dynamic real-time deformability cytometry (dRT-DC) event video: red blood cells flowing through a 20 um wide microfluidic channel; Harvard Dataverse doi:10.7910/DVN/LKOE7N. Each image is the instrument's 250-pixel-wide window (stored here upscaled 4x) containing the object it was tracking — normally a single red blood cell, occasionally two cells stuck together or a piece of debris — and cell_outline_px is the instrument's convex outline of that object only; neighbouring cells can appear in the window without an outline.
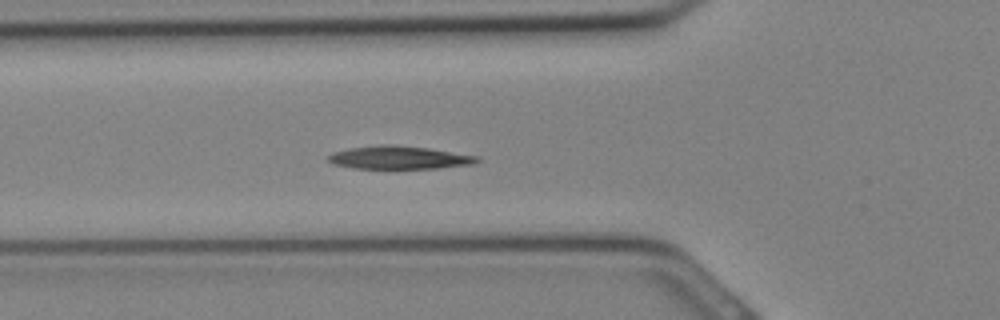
{"species": "Egyptian fruit bat (a non-hibernating species)", "species_latin": "Rousettus aegyptiacus", "temperature_condition": "cold", "stored_images_in_passage": 20, "camera_frame_rate_fps": 3000, "um_per_image_px": 0.085, "animal": {"sex": "female"}, "frame": {"image": 1, "passage_image": 10, "time_ms": 3.0, "image_size_px": [1000, 320], "cell_outline_px": [[480, 160], [472, 164], [436, 168], [352, 168], [332, 164], [328, 160], [328, 156], [332, 152], [348, 148], [384, 144], [392, 144], [428, 148], [480, 156]], "centroid_in_image_um": [33.9, 13.38], "position_along_channel_um": 91.9, "area_um2": 20.0}}
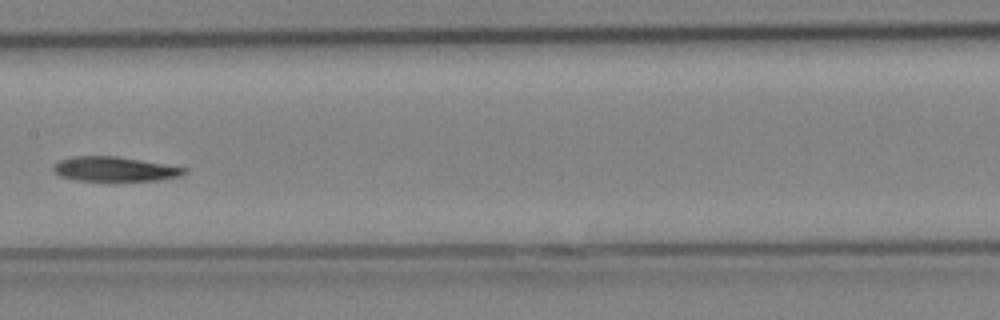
{"frame": {"image": 2, "passage_image": 15, "time_ms": 4.667, "image_size_px": [1000, 320], "cell_outline_px": [[188, 172], [180, 176], [160, 180], [76, 180], [60, 176], [52, 172], [52, 164], [68, 156], [116, 156], [188, 168]], "centroid_in_image_um": [9.7, 14.36], "position_along_channel_um": 197.7, "area_um2": 18.79}}
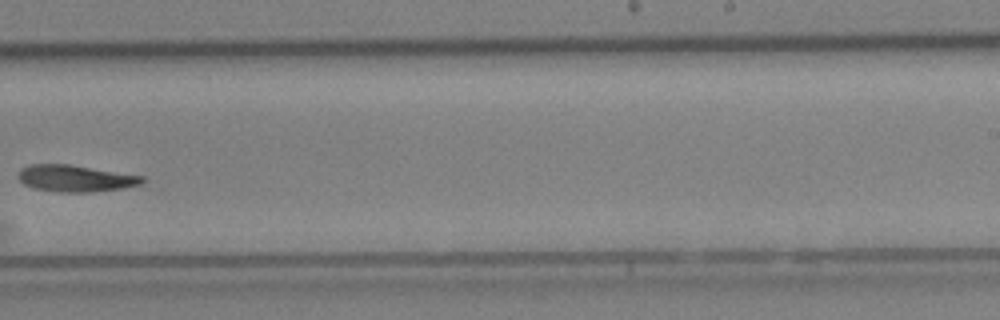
{"frame": {"image": 3, "passage_image": 19, "time_ms": 6.0, "image_size_px": [1000, 320], "cell_outline_px": [[144, 180], [140, 184], [120, 188], [84, 192], [60, 192], [36, 188], [24, 184], [16, 176], [20, 168], [28, 164], [68, 164], [144, 176]], "centroid_in_image_um": [6.34, 15.14], "position_along_channel_um": 282.7, "area_um2": 19.02}}